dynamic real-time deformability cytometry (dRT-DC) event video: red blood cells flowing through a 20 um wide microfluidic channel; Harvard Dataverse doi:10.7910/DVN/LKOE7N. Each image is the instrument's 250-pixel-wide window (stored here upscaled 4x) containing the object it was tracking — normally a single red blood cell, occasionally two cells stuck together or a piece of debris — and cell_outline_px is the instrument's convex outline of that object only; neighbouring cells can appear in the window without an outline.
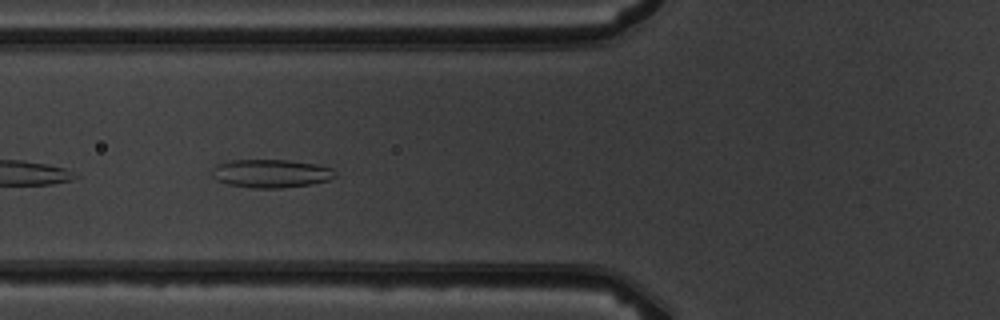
{"species": "common noctule bat (a hibernating species)", "species_latin": "Nyctalus noctula", "temperature_condition": "warm", "stored_images_in_passage": 8, "camera_frame_rate_fps": 3000, "um_per_image_px": 0.085, "animal": {"sex": "male", "body_mass_g": 19.5, "forearm_length_mm": 54.6}, "frame": {"image": 1, "passage_image": 6, "time_ms": 6.667, "image_size_px": [1000, 320], "cell_outline_px": [[336, 176], [328, 180], [312, 184], [280, 188], [252, 188], [228, 184], [216, 180], [212, 176], [212, 168], [216, 164], [228, 160], [288, 160], [316, 164], [332, 168], [336, 172]], "centroid_in_image_um": [23.01, 14.74], "position_along_channel_um": 102.8, "area_um2": 20.46}}
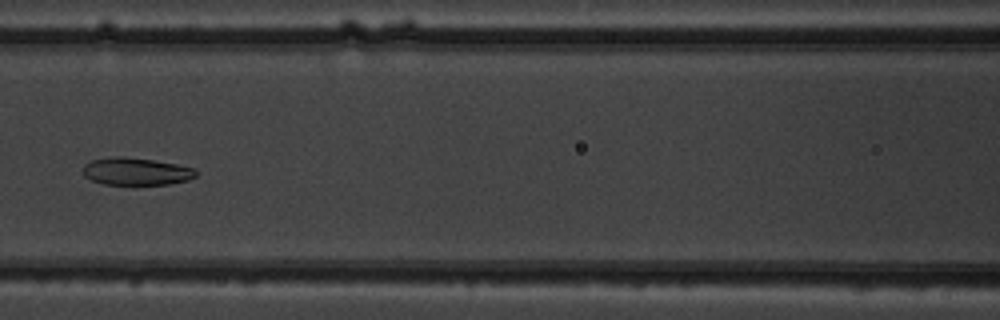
{"frame": {"image": 2, "passage_image": 7, "time_ms": 8.0, "image_size_px": [1000, 320], "cell_outline_px": [[196, 176], [188, 180], [168, 184], [104, 184], [92, 180], [84, 176], [84, 164], [92, 160], [112, 156], [124, 156], [152, 160], [176, 164], [192, 168], [196, 172]], "centroid_in_image_um": [11.54, 14.56], "position_along_channel_um": 155.1, "area_um2": 17.86}}
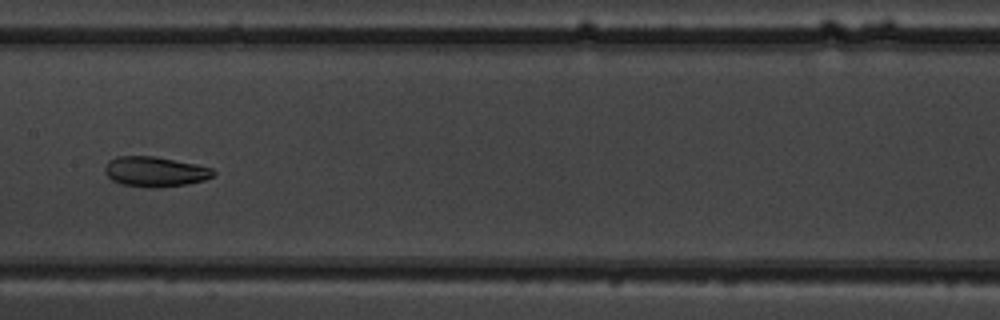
{"frame": {"image": 3, "passage_image": 8, "time_ms": 9.0, "image_size_px": [1000, 320], "cell_outline_px": [[216, 172], [212, 176], [204, 180], [184, 184], [120, 184], [112, 180], [104, 172], [104, 168], [108, 160], [116, 156], [156, 156], [196, 164], [212, 168]], "centroid_in_image_um": [13.15, 14.52], "position_along_channel_um": 194.2, "area_um2": 18.09}}